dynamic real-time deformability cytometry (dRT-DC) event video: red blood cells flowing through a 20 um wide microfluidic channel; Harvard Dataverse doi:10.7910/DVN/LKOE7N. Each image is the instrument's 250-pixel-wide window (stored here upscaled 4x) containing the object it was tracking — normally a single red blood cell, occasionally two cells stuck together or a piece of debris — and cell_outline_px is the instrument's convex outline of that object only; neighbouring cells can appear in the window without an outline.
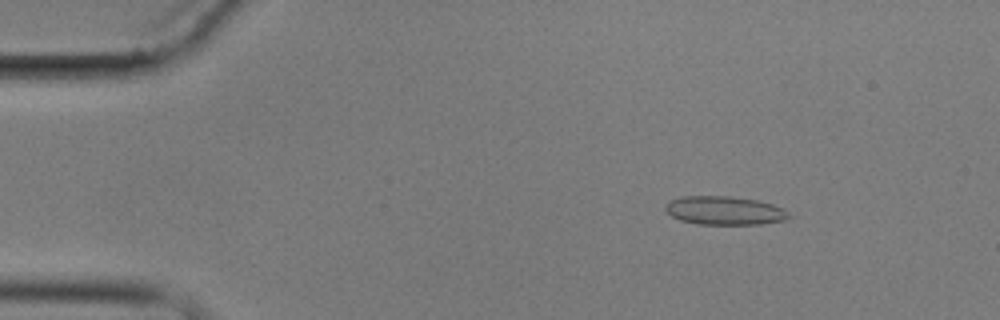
{"species": "common noctule bat (a hibernating species)", "species_latin": "Nyctalus noctula", "temperature_condition": "cold", "stored_images_in_passage": 4, "camera_frame_rate_fps": 3000, "um_per_image_px": 0.085, "animal": {"sex": "male", "body_mass_g": 17.9}, "frame": {"image": 1, "passage_image": 2, "time_ms": 1.333, "image_size_px": [1000, 320], "cell_outline_px": [[792, 216], [784, 220], [760, 224], [696, 224], [680, 220], [672, 216], [664, 208], [664, 204], [668, 200], [680, 196], [732, 196], [756, 200], [772, 204], [784, 208]], "centroid_in_image_um": [61.56, 17.89], "position_along_channel_um": 23.4, "area_um2": 20.75}}